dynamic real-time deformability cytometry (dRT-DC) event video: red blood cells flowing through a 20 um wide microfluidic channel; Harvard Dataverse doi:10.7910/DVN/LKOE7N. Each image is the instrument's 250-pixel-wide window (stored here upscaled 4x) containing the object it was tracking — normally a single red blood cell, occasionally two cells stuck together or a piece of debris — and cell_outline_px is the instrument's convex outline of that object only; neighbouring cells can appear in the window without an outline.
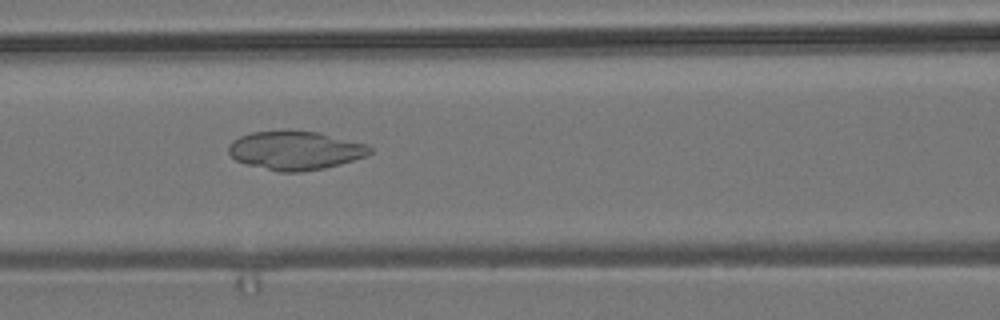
{"species": "common noctule bat (a hibernating species)", "species_latin": "Nyctalus noctula", "temperature_condition": "room temperature", "stored_images_in_passage": 50, "camera_frame_rate_fps": 3000, "um_per_image_px": 0.085, "animal": {"sex": "male", "body_mass_g": 19.2, "forearm_length_mm": 51.8}, "frame": {"image": 1, "passage_image": 19, "time_ms": 6.0, "image_size_px": [1000, 320], "cell_outline_px": [[372, 152], [368, 156], [340, 164], [324, 168], [300, 172], [280, 172], [248, 164], [236, 160], [228, 152], [228, 144], [232, 140], [240, 136], [252, 132], [280, 128], [288, 128], [316, 132], [368, 144], [372, 148]], "centroid_in_image_um": [25.1, 12.75], "position_along_channel_um": 141.5, "area_um2": 32.48}}
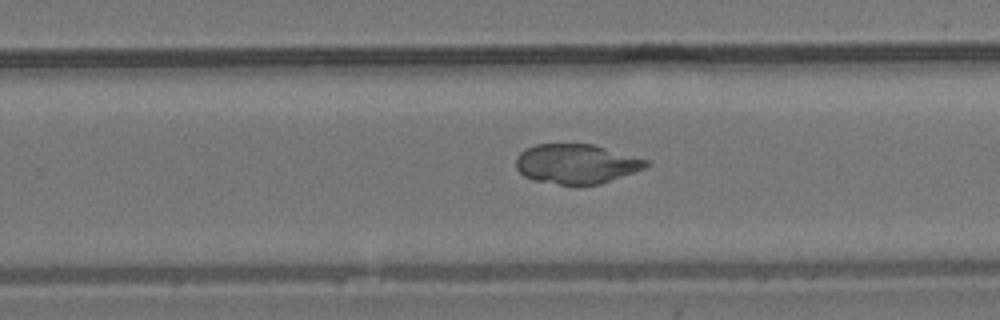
{"frame": {"image": 2, "passage_image": 30, "time_ms": 9.667, "image_size_px": [1000, 320], "cell_outline_px": [[648, 164], [644, 168], [600, 184], [560, 184], [532, 180], [524, 176], [516, 168], [516, 160], [520, 152], [536, 144], [592, 144], [648, 160]], "centroid_in_image_um": [48.95, 13.92], "position_along_channel_um": 280.8, "area_um2": 29.59}}
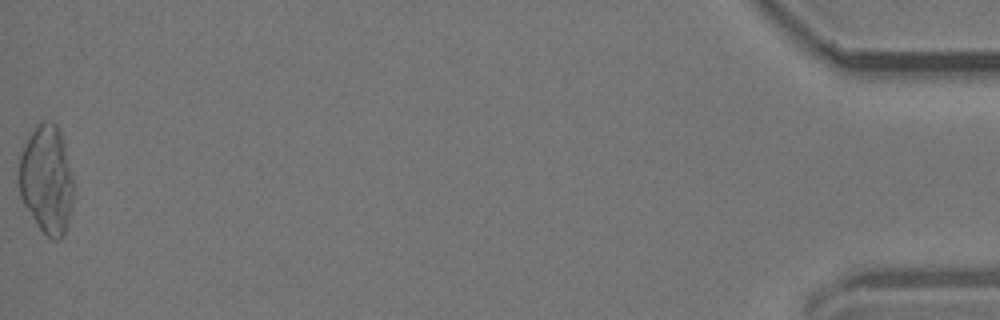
{"frame": {"image": 3, "passage_image": 50, "time_ms": 16.333, "image_size_px": [1000, 320], "cell_outline_px": [[72, 200], [68, 224], [64, 236], [56, 240], [52, 240], [36, 224], [24, 204], [20, 196], [16, 176], [20, 156], [24, 144], [32, 128], [36, 124], [44, 120], [48, 120], [56, 124], [60, 128], [72, 176]], "centroid_in_image_um": [3.92, 15.23], "position_along_channel_um": 431.3, "area_um2": 34.97}}